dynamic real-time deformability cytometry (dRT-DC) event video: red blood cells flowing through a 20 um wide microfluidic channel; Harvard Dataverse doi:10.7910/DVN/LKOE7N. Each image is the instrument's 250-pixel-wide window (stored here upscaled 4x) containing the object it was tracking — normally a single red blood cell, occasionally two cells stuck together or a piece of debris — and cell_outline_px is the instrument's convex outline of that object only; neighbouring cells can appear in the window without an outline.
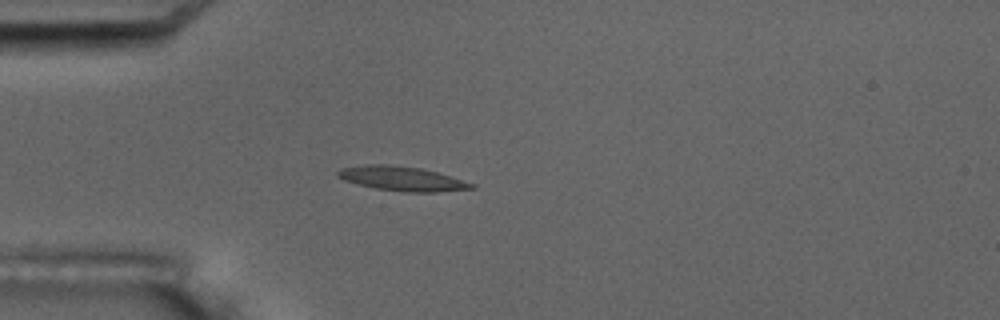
{"species": "common noctule bat (a hibernating species)", "species_latin": "Nyctalus noctula", "temperature_condition": "room temperature", "stored_images_in_passage": 5, "camera_frame_rate_fps": 3000, "um_per_image_px": 0.085, "animal": {"sex": "male", "body_mass_g": 17.5, "forearm_length_mm": 52.3}, "frame": {"image": 1, "passage_image": 5, "time_ms": 4.667, "image_size_px": [1000, 320], "cell_outline_px": [[476, 188], [436, 192], [404, 192], [376, 188], [344, 180], [336, 176], [336, 172], [340, 168], [364, 164], [388, 164], [420, 168], [452, 176], [476, 184]], "centroid_in_image_um": [34.18, 15.18], "position_along_channel_um": 50.8, "area_um2": 19.07}}